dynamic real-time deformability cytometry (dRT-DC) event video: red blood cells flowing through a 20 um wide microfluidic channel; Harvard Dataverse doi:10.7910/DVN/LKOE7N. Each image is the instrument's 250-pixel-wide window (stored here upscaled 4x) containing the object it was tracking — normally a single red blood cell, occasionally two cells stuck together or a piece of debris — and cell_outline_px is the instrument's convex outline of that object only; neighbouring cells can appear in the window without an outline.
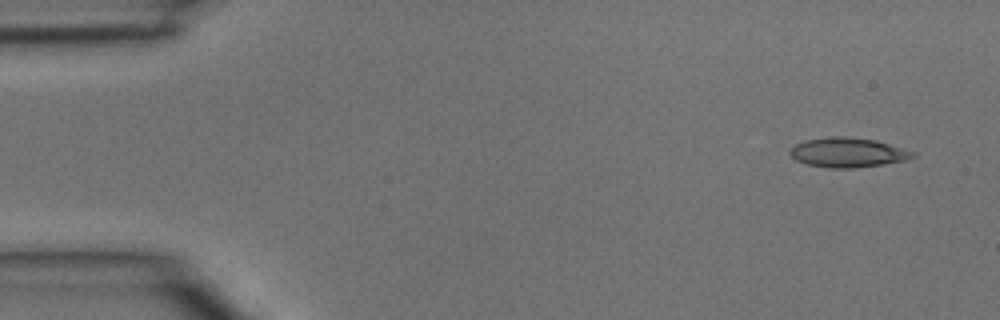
{"species": "common noctule bat (a hibernating species)", "species_latin": "Nyctalus noctula", "temperature_condition": "room temperature", "stored_images_in_passage": 4, "camera_frame_rate_fps": 3000, "um_per_image_px": 0.085, "animal": {"sex": "male", "body_mass_g": 15.6}, "frame": {"image": 1, "passage_image": 1, "time_ms": 0.0, "image_size_px": [1000, 320], "cell_outline_px": [[916, 156], [904, 160], [856, 168], [828, 168], [804, 164], [796, 160], [788, 152], [796, 144], [804, 140], [832, 136], [848, 136], [876, 140], [916, 152]], "centroid_in_image_um": [72.04, 12.96], "position_along_channel_um": 13.0, "area_um2": 21.21}}
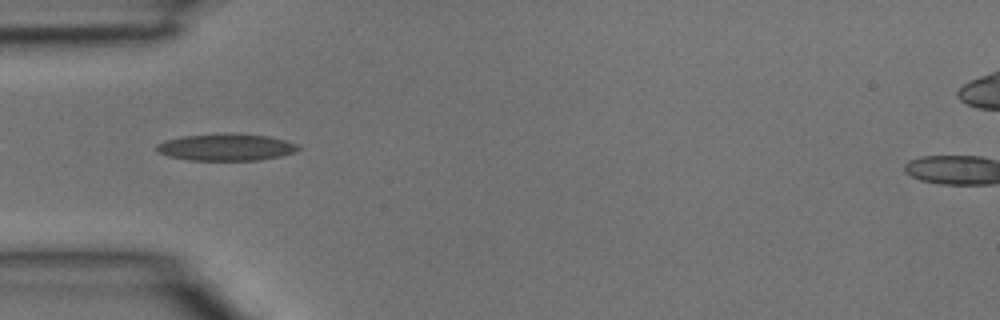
{"frame": {"image": 2, "passage_image": 4, "time_ms": 1.0, "image_size_px": [1000, 320], "cell_outline_px": [[304, 148], [296, 152], [280, 156], [260, 160], [188, 160], [168, 156], [160, 152], [156, 148], [156, 144], [164, 140], [184, 136], [268, 136], [284, 140], [296, 144]], "centroid_in_image_um": [19.25, 12.56], "position_along_channel_um": 65.8, "area_um2": 21.21}}